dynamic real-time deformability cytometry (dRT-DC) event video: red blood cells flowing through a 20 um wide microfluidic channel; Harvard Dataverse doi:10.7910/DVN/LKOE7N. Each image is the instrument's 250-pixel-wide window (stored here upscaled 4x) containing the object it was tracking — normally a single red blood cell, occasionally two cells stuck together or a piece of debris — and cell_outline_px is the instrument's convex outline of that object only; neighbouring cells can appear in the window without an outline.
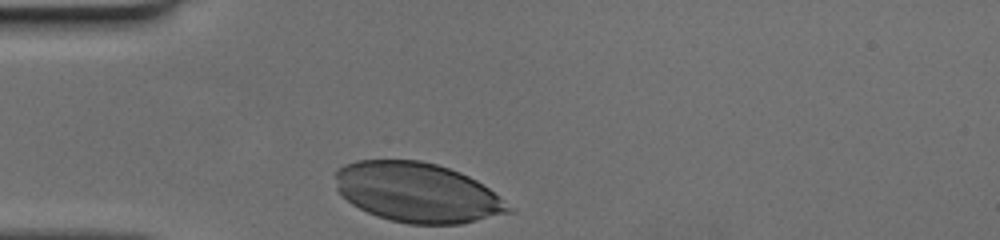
{"species": "human", "species_latin": "Homo sapiens", "temperature_condition": "cold", "stored_images_in_passage": 26, "camera_frame_rate_fps": 3000, "um_per_image_px": 0.085, "donor": {"sex": "female"}, "frame": {"image": 1, "passage_image": 1, "time_ms": 0.0, "image_size_px": [1000, 240], "cell_outline_px": [[512, 212], [460, 224], [408, 224], [376, 216], [352, 204], [336, 188], [336, 172], [344, 164], [356, 160], [420, 160], [436, 164], [460, 172], [476, 180], [488, 188]], "centroid_in_image_um": [35.41, 16.35], "position_along_channel_um": 49.6, "area_um2": 59.42}}
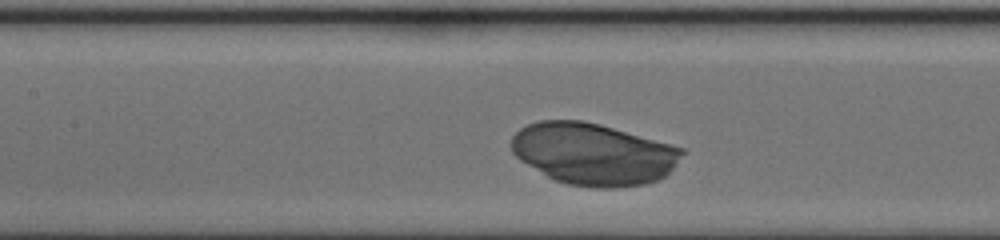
{"frame": {"image": 2, "passage_image": 10, "time_ms": 3.0, "image_size_px": [1000, 240], "cell_outline_px": [[684, 152], [676, 164], [664, 176], [648, 184], [616, 188], [596, 188], [568, 184], [556, 180], [548, 176], [520, 160], [512, 152], [512, 136], [520, 128], [528, 124], [540, 120], [584, 120], [600, 124], [684, 148]], "centroid_in_image_um": [50.43, 13.08], "position_along_channel_um": 157.0, "area_um2": 61.27}}